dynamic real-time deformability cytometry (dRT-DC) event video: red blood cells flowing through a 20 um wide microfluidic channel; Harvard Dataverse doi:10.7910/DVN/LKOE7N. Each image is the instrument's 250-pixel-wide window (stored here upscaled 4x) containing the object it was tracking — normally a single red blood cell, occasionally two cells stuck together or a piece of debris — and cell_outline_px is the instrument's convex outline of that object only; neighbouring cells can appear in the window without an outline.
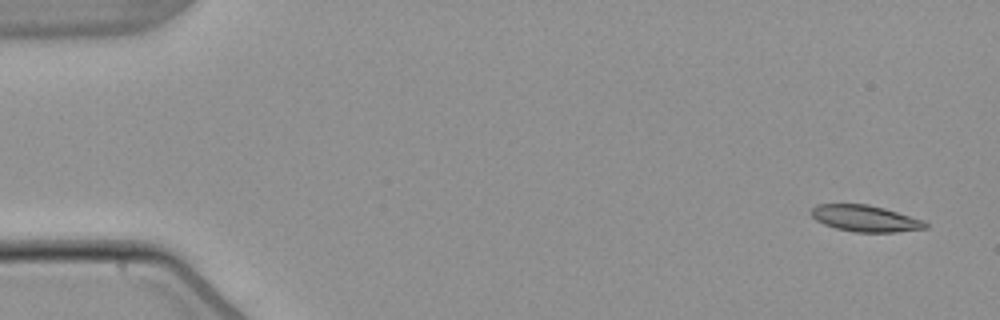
{"species": "common noctule bat (a hibernating species)", "species_latin": "Nyctalus noctula", "temperature_condition": "warm", "stored_images_in_passage": 6, "camera_frame_rate_fps": 3000, "um_per_image_px": 0.085, "animal": {"sex": "male", "body_mass_g": 21.5, "forearm_length_mm": 52.0}, "frame": {"image": 1, "passage_image": 1, "time_ms": 0.0, "image_size_px": [1000, 320], "cell_outline_px": [[928, 228], [896, 232], [856, 232], [836, 228], [824, 224], [816, 220], [808, 212], [816, 204], [868, 204], [884, 208], [924, 220], [928, 224]], "centroid_in_image_um": [73.54, 18.56], "position_along_channel_um": 11.5, "area_um2": 17.63}}
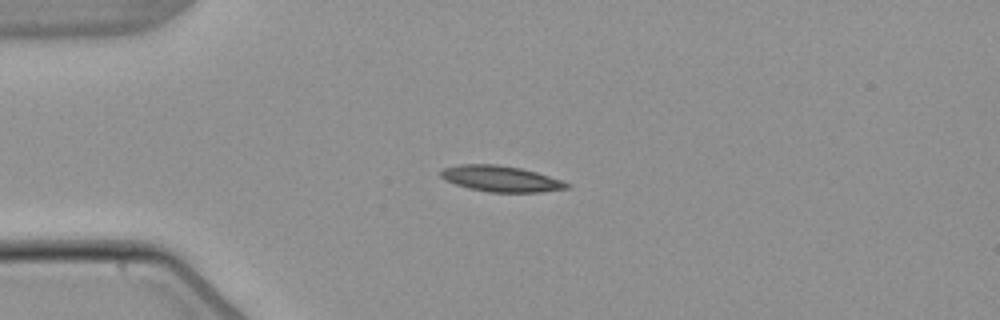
{"frame": {"image": 2, "passage_image": 4, "time_ms": 3.667, "image_size_px": [1000, 320], "cell_outline_px": [[572, 188], [540, 192], [488, 192], [468, 188], [444, 180], [440, 176], [440, 168], [460, 164], [496, 164], [520, 168], [536, 172], [572, 184]], "centroid_in_image_um": [42.55, 15.19], "position_along_channel_um": 42.4, "area_um2": 19.19}}